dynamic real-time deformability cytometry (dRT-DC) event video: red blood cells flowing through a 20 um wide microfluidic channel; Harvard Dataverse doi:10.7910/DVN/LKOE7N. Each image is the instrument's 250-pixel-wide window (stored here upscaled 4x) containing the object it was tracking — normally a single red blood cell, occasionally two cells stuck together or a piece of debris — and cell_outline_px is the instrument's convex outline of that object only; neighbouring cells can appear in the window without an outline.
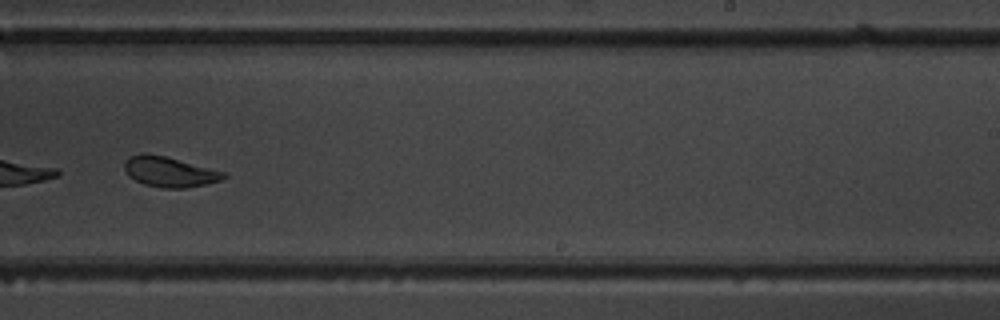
{"species": "common noctule bat (a hibernating species)", "species_latin": "Nyctalus noctula", "temperature_condition": "warm", "stored_images_in_passage": 15, "camera_frame_rate_fps": 3000, "um_per_image_px": 0.085, "animal": {"sex": "male", "body_mass_g": 19.5, "forearm_length_mm": 54.6}, "frame": {"image": 1, "passage_image": 11, "time_ms": 11.667, "image_size_px": [1000, 320], "cell_outline_px": [[228, 176], [220, 180], [208, 184], [184, 188], [160, 188], [144, 184], [128, 176], [124, 168], [124, 160], [132, 156], [164, 156], [224, 172]], "centroid_in_image_um": [14.43, 14.65], "position_along_channel_um": 274.6, "area_um2": 16.88}}
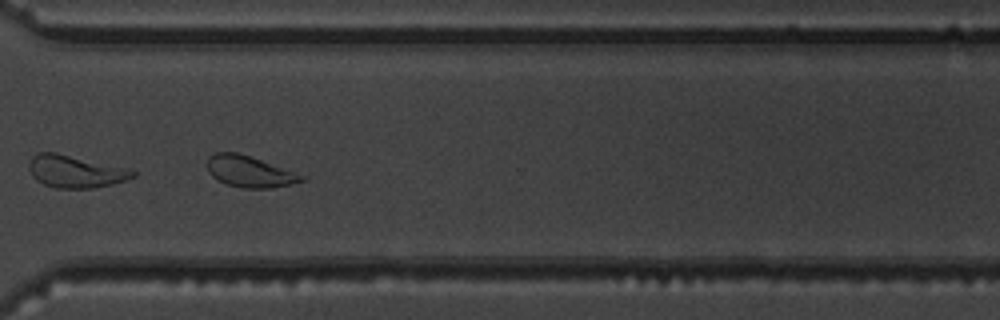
{"frame": {"image": 2, "passage_image": 13, "time_ms": 13.667, "image_size_px": [1000, 320], "cell_outline_px": [[308, 180], [292, 184], [272, 188], [244, 188], [228, 184], [212, 176], [208, 172], [208, 156], [216, 152], [236, 152], [308, 176]], "centroid_in_image_um": [21.27, 14.59], "position_along_channel_um": 349.3, "area_um2": 17.11}, "authors_computed_cell_mechanics": {"area_um2": 21.2126, "velocity_mm_per_s": 3.7295, "shape_relaxation_time_tau1_ms": 2.7256, "shape_relaxation_time_tau2_ms": 1.3359, "deformation_change_tau1": 0.1199, "deformation_change_tau2": 0.0689}}